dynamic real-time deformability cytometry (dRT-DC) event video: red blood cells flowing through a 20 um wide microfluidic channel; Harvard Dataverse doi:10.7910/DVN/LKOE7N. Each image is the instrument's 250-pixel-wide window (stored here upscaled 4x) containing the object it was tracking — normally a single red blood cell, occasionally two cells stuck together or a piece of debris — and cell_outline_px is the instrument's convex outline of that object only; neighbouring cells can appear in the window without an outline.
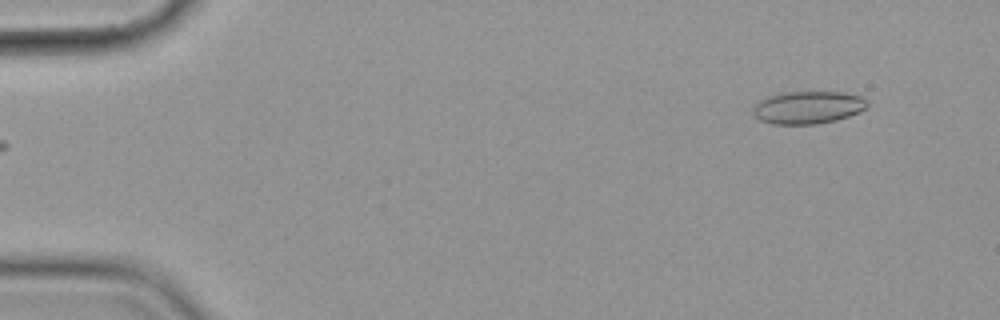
{"species": "common noctule bat (a hibernating species)", "species_latin": "Nyctalus noctula", "temperature_condition": "cold", "stored_images_in_passage": 3, "camera_frame_rate_fps": 3000, "um_per_image_px": 0.085, "animal": {"sex": "female", "body_mass_g": 19.9}, "frame": {"image": 1, "passage_image": 3, "time_ms": 2.333, "image_size_px": [1000, 320], "cell_outline_px": [[868, 108], [860, 112], [836, 120], [816, 124], [772, 124], [760, 120], [752, 112], [752, 108], [760, 100], [768, 96], [784, 92], [844, 92], [860, 96], [868, 100]], "centroid_in_image_um": [68.7, 9.13], "position_along_channel_um": 16.3, "area_um2": 21.85}}